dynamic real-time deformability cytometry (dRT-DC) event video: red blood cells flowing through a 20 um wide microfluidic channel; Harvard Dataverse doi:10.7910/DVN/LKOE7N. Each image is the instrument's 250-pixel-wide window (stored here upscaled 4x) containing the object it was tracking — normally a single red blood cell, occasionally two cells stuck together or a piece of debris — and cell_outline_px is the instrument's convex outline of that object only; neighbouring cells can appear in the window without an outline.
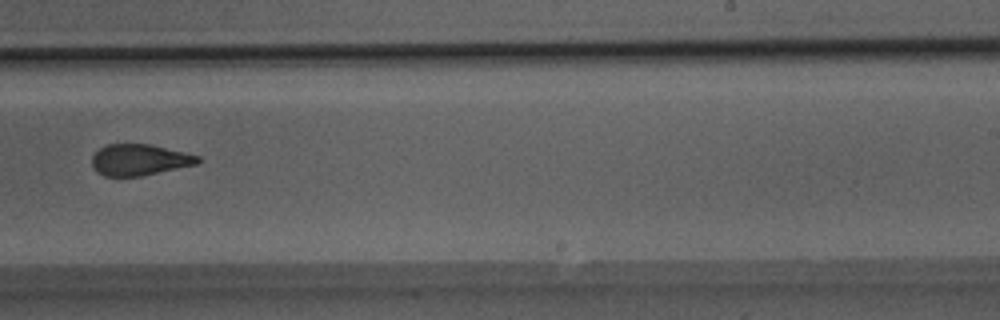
{"species": "Egyptian fruit bat (a non-hibernating species)", "species_latin": "Rousettus aegyptiacus", "temperature_condition": "room temperature", "stored_images_in_passage": 38, "camera_frame_rate_fps": 3000, "um_per_image_px": 0.085, "animal": {"sex": "male"}, "frame": {"image": 1, "passage_image": 20, "time_ms": 6.333, "image_size_px": [1000, 320], "cell_outline_px": [[204, 160], [196, 164], [140, 176], [104, 176], [96, 172], [92, 168], [92, 156], [100, 148], [108, 144], [148, 144], [184, 152], [200, 156]], "centroid_in_image_um": [11.84, 13.59], "position_along_channel_um": 277.2, "area_um2": 19.19}}
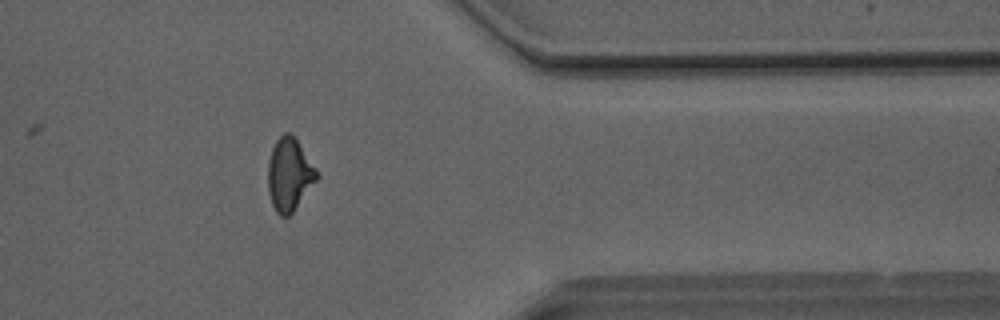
{"frame": {"image": 2, "passage_image": 29, "time_ms": 9.333, "image_size_px": [1000, 320], "cell_outline_px": [[320, 176], [292, 212], [288, 216], [280, 216], [276, 212], [272, 204], [268, 192], [268, 160], [272, 148], [276, 140], [284, 132], [292, 132], [316, 168]], "centroid_in_image_um": [24.59, 14.8], "position_along_channel_um": 386.8, "area_um2": 20.75}}
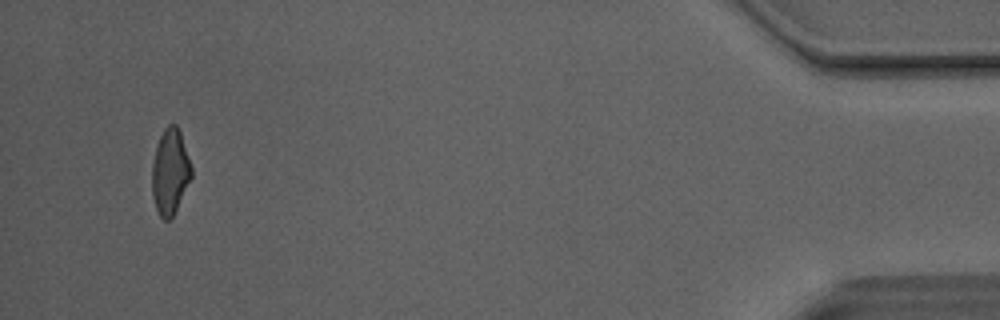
{"frame": {"image": 3, "passage_image": 36, "time_ms": 11.667, "image_size_px": [1000, 320], "cell_outline_px": [[192, 176], [172, 216], [168, 220], [164, 220], [160, 216], [156, 208], [152, 196], [152, 164], [156, 144], [164, 128], [168, 124], [176, 124], [180, 132], [192, 168]], "centroid_in_image_um": [14.44, 14.57], "position_along_channel_um": 420.8, "area_um2": 19.42}, "authors_computed_cell_mechanics": {"area_um2": 20.5768, "velocity_mm_per_s": 4.1442, "shape_relaxation_time_tau1_ms": null, "shape_relaxation_time_tau2_ms": 1.6089, "deformation_change_tau1": null, "deformation_change_tau2": 0.0884}}